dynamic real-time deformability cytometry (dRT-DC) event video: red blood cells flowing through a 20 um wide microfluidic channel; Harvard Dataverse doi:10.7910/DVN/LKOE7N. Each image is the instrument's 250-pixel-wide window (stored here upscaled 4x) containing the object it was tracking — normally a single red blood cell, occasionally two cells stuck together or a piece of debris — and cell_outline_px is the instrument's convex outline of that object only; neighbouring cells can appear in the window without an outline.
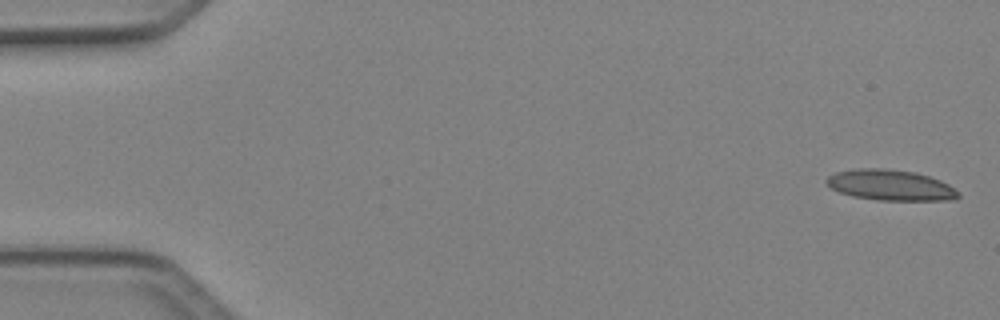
{"species": "Egyptian fruit bat (a non-hibernating species)", "species_latin": "Rousettus aegyptiacus", "temperature_condition": "cold", "stored_images_in_passage": 6, "camera_frame_rate_fps": 3000, "um_per_image_px": 0.085, "animal": {"sex": "female"}, "frame": {"image": 1, "passage_image": 1, "time_ms": 0.0, "image_size_px": [1000, 320], "cell_outline_px": [[960, 196], [956, 200], [876, 200], [852, 196], [840, 192], [832, 188], [824, 180], [828, 176], [836, 172], [856, 168], [888, 168], [916, 172], [940, 180], [948, 184], [960, 192]], "centroid_in_image_um": [75.71, 15.73], "position_along_channel_um": 9.3, "area_um2": 23.76}}